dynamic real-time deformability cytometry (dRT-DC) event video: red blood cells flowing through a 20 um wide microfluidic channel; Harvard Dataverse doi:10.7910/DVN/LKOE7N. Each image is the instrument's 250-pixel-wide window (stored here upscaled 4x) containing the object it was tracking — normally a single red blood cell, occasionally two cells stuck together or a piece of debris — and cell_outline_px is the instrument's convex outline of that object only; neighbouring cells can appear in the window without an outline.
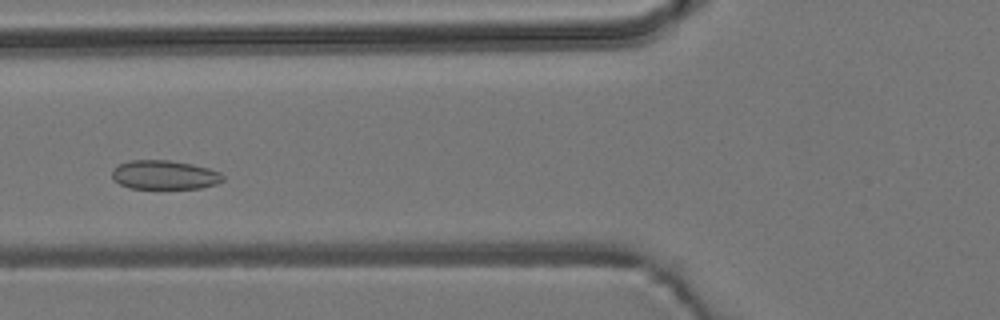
{"species": "common noctule bat (a hibernating species)", "species_latin": "Nyctalus noctula", "temperature_condition": "room temperature", "stored_images_in_passage": 45, "camera_frame_rate_fps": 3000, "um_per_image_px": 0.085, "animal": {"sex": "male", "body_mass_g": 19.2, "forearm_length_mm": 51.8}, "frame": {"image": 1, "passage_image": 14, "time_ms": 4.333, "image_size_px": [1000, 320], "cell_outline_px": [[224, 180], [216, 184], [200, 188], [128, 188], [112, 180], [112, 168], [128, 160], [168, 160], [192, 164], [208, 168], [220, 172], [224, 176]], "centroid_in_image_um": [13.96, 14.86], "position_along_channel_um": 111.8, "area_um2": 18.84}}
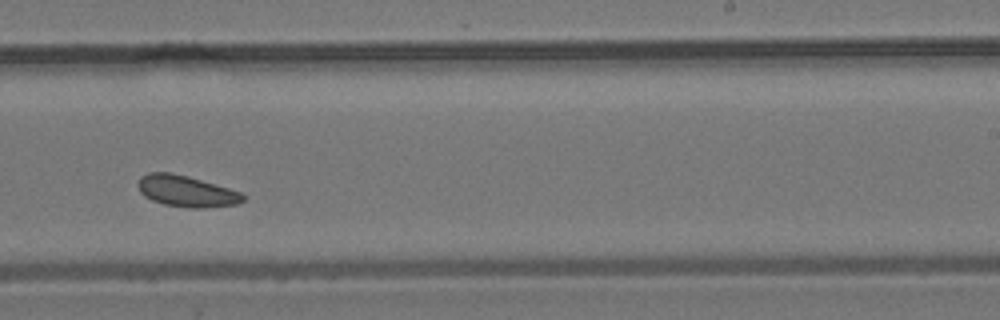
{"frame": {"image": 2, "passage_image": 27, "time_ms": 8.667, "image_size_px": [1000, 320], "cell_outline_px": [[244, 200], [236, 204], [204, 208], [188, 208], [164, 204], [152, 200], [144, 196], [140, 192], [136, 184], [140, 176], [148, 172], [172, 172], [188, 176], [228, 188], [240, 192], [244, 196]], "centroid_in_image_um": [15.78, 16.24], "position_along_channel_um": 273.2, "area_um2": 19.19}}
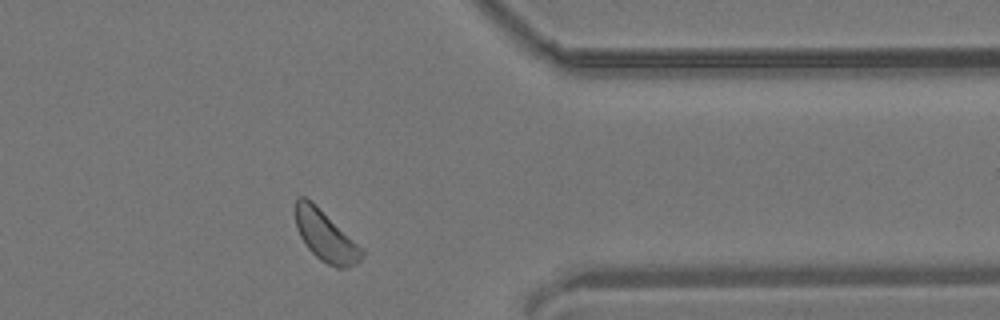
{"frame": {"image": 3, "passage_image": 37, "time_ms": 12.0, "image_size_px": [1000, 320], "cell_outline_px": [[364, 252], [360, 260], [356, 264], [348, 268], [336, 268], [320, 260], [308, 248], [300, 236], [296, 228], [296, 196], [304, 196], [312, 200], [364, 248]], "centroid_in_image_um": [27.69, 20.05], "position_along_channel_um": 383.7, "area_um2": 19.88}, "authors_computed_cell_mechanics": {"area_um2": 19.4208, "velocity_mm_per_s": 3.7343, "shape_relaxation_time_tau1_ms": null, "shape_relaxation_time_tau2_ms": 8.3485, "deformation_change_tau1": null, "deformation_change_tau2": 0.1102}}